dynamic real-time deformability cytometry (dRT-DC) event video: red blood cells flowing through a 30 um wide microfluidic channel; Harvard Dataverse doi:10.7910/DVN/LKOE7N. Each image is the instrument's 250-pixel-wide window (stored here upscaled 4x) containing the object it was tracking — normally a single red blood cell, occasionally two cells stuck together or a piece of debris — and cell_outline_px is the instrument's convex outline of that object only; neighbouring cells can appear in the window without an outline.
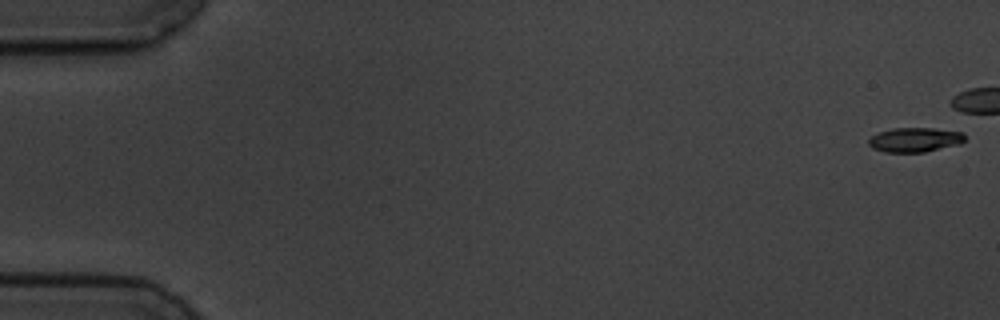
{"species": "common noctule bat (a hibernating species)", "species_latin": "Nyctalus noctula", "temperature_condition": "cold", "stored_images_in_passage": 9, "camera_frame_rate_fps": 3000, "um_per_image_px": 0.085, "animal": {"sex": "male", "body_mass_g": 19.5, "forearm_length_mm": 54.6}, "frame": {"image": 1, "passage_image": 1, "time_ms": 0.0, "image_size_px": [1000, 320], "cell_outline_px": [[964, 140], [960, 144], [924, 152], [884, 152], [872, 148], [868, 144], [868, 140], [872, 136], [880, 132], [892, 128], [932, 128], [964, 132]], "centroid_in_image_um": [77.76, 11.88], "position_along_channel_um": 7.2, "area_um2": 13.7}}
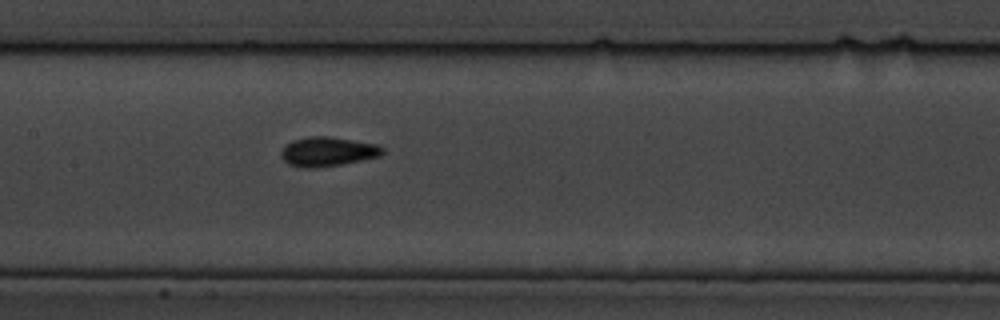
{"frame": {"image": 2, "passage_image": 9, "time_ms": 10.333, "image_size_px": [1000, 320], "cell_outline_px": [[384, 152], [380, 156], [344, 164], [316, 168], [304, 168], [288, 164], [280, 156], [280, 152], [284, 144], [292, 140], [308, 136], [328, 136], [376, 144], [384, 148]], "centroid_in_image_um": [27.81, 12.89], "position_along_channel_um": 179.6, "area_um2": 17.57}}